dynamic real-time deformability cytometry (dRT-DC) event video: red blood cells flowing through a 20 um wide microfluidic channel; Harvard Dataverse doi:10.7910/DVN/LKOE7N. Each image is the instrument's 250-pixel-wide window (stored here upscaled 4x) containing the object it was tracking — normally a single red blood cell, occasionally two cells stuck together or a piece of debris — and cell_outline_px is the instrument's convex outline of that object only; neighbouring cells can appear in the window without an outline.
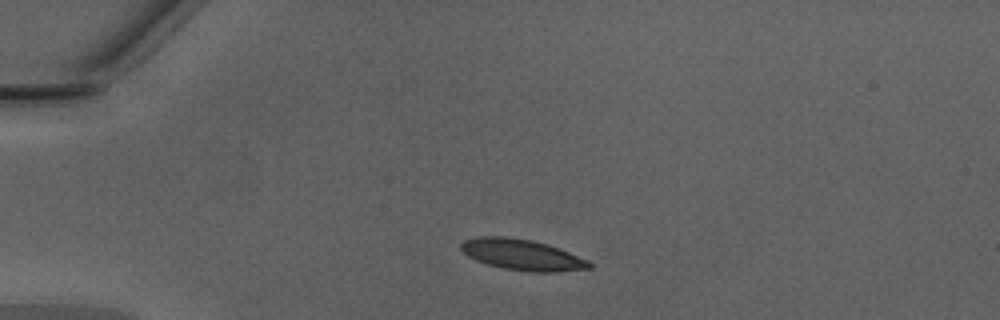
{"species": "Egyptian fruit bat (a non-hibernating species)", "species_latin": "Rousettus aegyptiacus", "temperature_condition": "warm", "stored_images_in_passage": 42, "camera_frame_rate_fps": 3000, "um_per_image_px": 0.085, "animal": {"sex": "male"}, "frame": {"image": 1, "passage_image": 6, "time_ms": 1.667, "image_size_px": [1000, 320], "cell_outline_px": [[592, 268], [556, 272], [532, 272], [504, 268], [488, 264], [476, 260], [468, 256], [460, 248], [460, 244], [464, 240], [480, 236], [504, 236], [532, 240], [548, 244], [588, 260], [592, 264]], "centroid_in_image_um": [44.38, 21.65], "position_along_channel_um": 40.6, "area_um2": 23.0}}
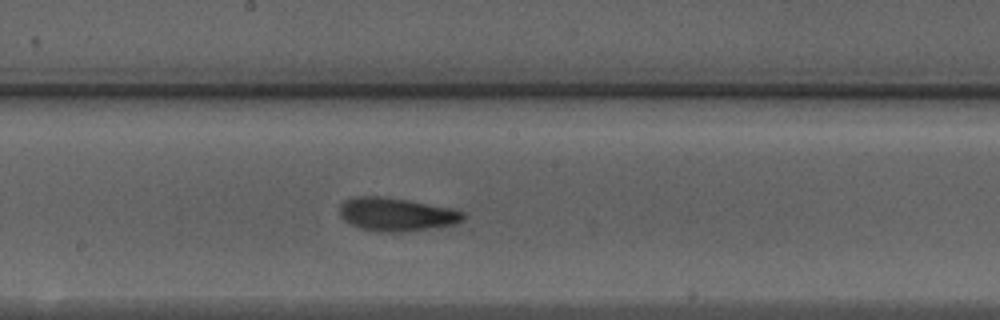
{"frame": {"image": 2, "passage_image": 21, "time_ms": 6.667, "image_size_px": [1000, 320], "cell_outline_px": [[468, 216], [464, 220], [456, 224], [400, 232], [372, 232], [360, 228], [344, 220], [340, 216], [340, 204], [344, 200], [352, 196], [380, 196], [408, 200], [452, 208], [464, 212]], "centroid_in_image_um": [33.69, 18.22], "position_along_channel_um": 214.5, "area_um2": 24.22}}
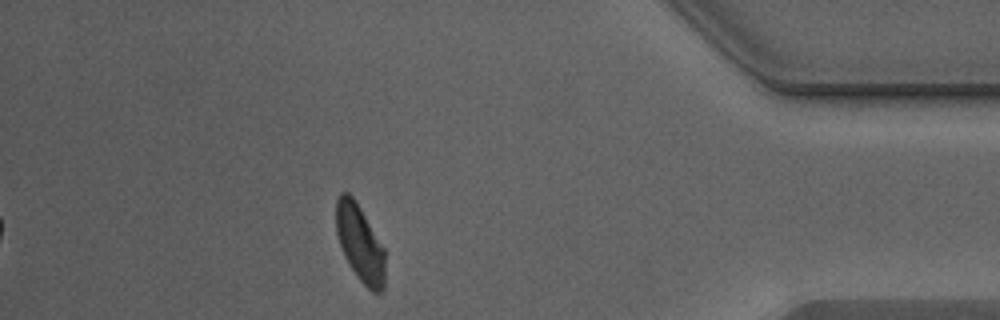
{"frame": {"image": 3, "passage_image": 37, "time_ms": 12.0, "image_size_px": [1000, 320], "cell_outline_px": [[384, 288], [380, 292], [372, 292], [356, 276], [348, 264], [344, 256], [336, 232], [336, 200], [340, 192], [348, 192], [356, 200], [384, 248]], "centroid_in_image_um": [30.58, 20.65], "position_along_channel_um": 404.6, "area_um2": 21.91}, "authors_computed_cell_mechanics": {"area_um2": 23.1489, "velocity_mm_per_s": 4.2893, "shape_relaxation_time_tau1_ms": 2.9995, "shape_relaxation_time_tau2_ms": 1.5131, "deformation_change_tau1": 0.1296, "deformation_change_tau2": 0.081}}